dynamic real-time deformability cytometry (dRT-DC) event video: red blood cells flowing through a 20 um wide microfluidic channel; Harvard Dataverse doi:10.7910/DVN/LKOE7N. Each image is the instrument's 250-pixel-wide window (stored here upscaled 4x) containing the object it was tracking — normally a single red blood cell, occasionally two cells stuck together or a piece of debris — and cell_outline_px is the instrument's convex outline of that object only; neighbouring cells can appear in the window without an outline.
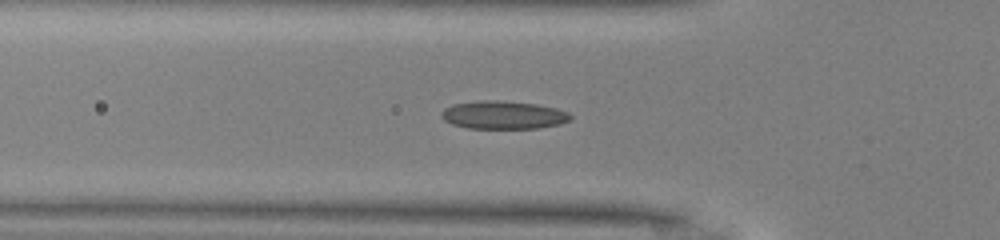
{"species": "common noctule bat (a hibernating species)", "species_latin": "Nyctalus noctula", "temperature_condition": "warm", "stored_images_in_passage": 47, "camera_frame_rate_fps": 3000, "um_per_image_px": 0.085, "animal": {"sex": "male", "body_mass_g": 13.0, "forearm_length_mm": 53.1}, "frame": {"image": 1, "passage_image": 13, "time_ms": 4.0, "image_size_px": [1000, 240], "cell_outline_px": [[572, 120], [560, 124], [540, 128], [468, 128], [452, 124], [444, 120], [440, 116], [440, 112], [444, 108], [452, 104], [480, 100], [500, 100], [536, 104], [556, 108], [568, 112], [572, 116]], "centroid_in_image_um": [42.78, 9.77], "position_along_channel_um": 83.0, "area_um2": 21.33}}
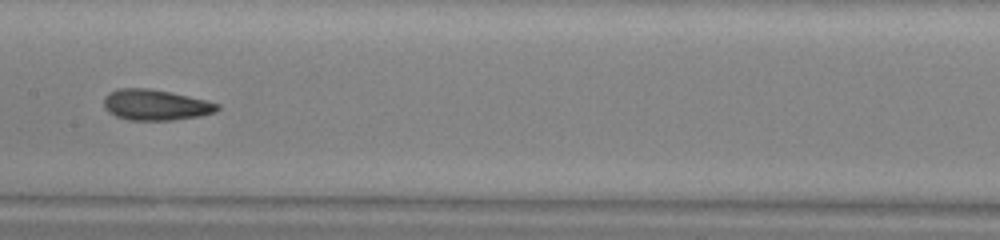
{"frame": {"image": 2, "passage_image": 21, "time_ms": 6.667, "image_size_px": [1000, 240], "cell_outline_px": [[220, 108], [216, 112], [200, 116], [172, 120], [128, 120], [116, 116], [108, 112], [104, 108], [104, 96], [108, 92], [120, 88], [148, 88], [208, 100], [220, 104]], "centroid_in_image_um": [13.22, 8.92], "position_along_channel_um": 194.2, "area_um2": 20.46}}
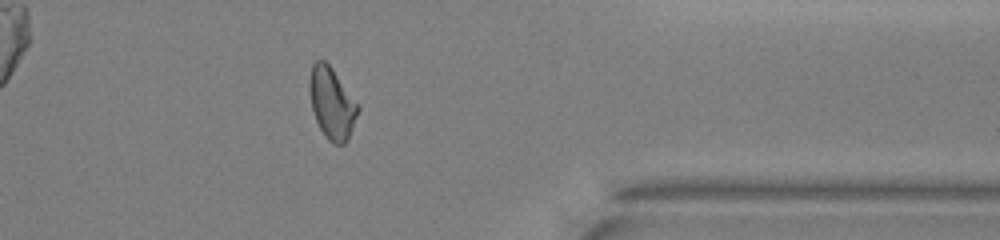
{"frame": {"image": 3, "passage_image": 36, "time_ms": 11.667, "image_size_px": [1000, 240], "cell_outline_px": [[360, 108], [348, 140], [344, 144], [332, 144], [328, 140], [320, 128], [316, 120], [312, 108], [308, 88], [308, 80], [312, 64], [316, 60], [324, 60], [332, 68], [360, 104]], "centroid_in_image_um": [28.21, 8.76], "position_along_channel_um": 383.2, "area_um2": 20.46}, "authors_computed_cell_mechanics": {"area_um2": 20.2878, "velocity_mm_per_s": 4.1572, "shape_relaxation_time_tau1_ms": 8.9986, "shape_relaxation_time_tau2_ms": 2.2657, "deformation_change_tau1": 0.1985, "deformation_change_tau2": 0.0817}}